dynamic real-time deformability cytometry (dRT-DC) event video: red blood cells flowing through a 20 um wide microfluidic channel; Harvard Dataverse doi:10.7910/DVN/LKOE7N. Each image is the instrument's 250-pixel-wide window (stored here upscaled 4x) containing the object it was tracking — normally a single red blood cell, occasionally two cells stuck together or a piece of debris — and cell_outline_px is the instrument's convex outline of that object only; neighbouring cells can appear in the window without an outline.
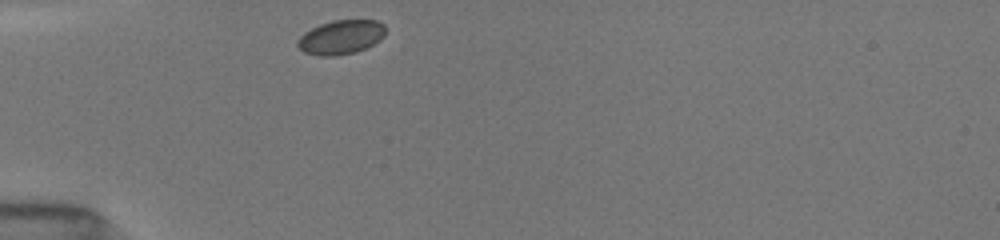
{"species": "common noctule bat (a hibernating species)", "species_latin": "Nyctalus noctula", "temperature_condition": "room temperature", "stored_images_in_passage": 24, "camera_frame_rate_fps": 3000, "um_per_image_px": 0.085, "animal": {"sex": "female", "body_mass_g": 19.5, "forearm_length_mm": 54.1}, "frame": {"image": 1, "passage_image": 1, "time_ms": 0.0, "image_size_px": [1000, 240], "cell_outline_px": [[384, 36], [380, 40], [356, 52], [332, 56], [320, 56], [304, 52], [296, 44], [296, 40], [304, 32], [320, 24], [332, 20], [376, 20], [384, 24]], "centroid_in_image_um": [28.95, 3.15], "position_along_channel_um": 56.0, "area_um2": 17.46}}
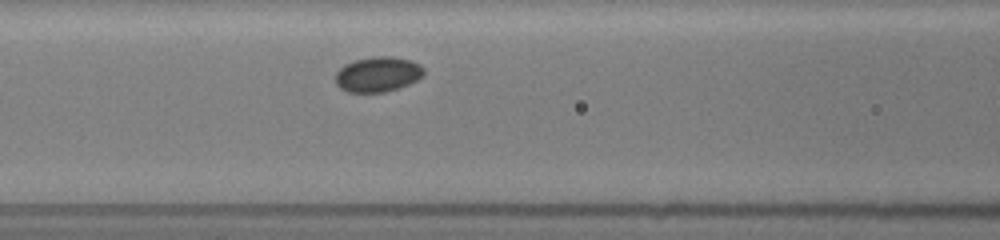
{"frame": {"image": 2, "passage_image": 13, "time_ms": 2.333, "image_size_px": [1000, 240], "cell_outline_px": [[424, 76], [400, 88], [384, 92], [348, 92], [340, 88], [336, 84], [336, 72], [344, 64], [356, 60], [372, 56], [392, 56], [412, 60], [420, 64], [424, 68]], "centroid_in_image_um": [32.14, 6.31], "position_along_channel_um": 134.5, "area_um2": 18.26}}
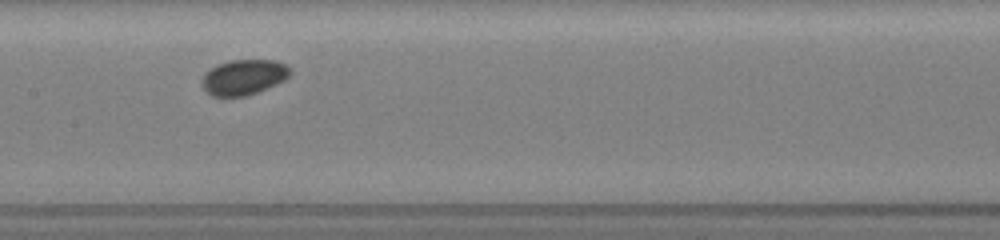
{"frame": {"image": 3, "passage_image": 23, "time_ms": 3.667, "image_size_px": [1000, 240], "cell_outline_px": [[292, 72], [284, 80], [268, 88], [244, 96], [212, 96], [204, 88], [204, 72], [216, 64], [228, 60], [276, 60], [292, 68]], "centroid_in_image_um": [20.74, 6.54], "position_along_channel_um": 186.7, "area_um2": 18.09}}